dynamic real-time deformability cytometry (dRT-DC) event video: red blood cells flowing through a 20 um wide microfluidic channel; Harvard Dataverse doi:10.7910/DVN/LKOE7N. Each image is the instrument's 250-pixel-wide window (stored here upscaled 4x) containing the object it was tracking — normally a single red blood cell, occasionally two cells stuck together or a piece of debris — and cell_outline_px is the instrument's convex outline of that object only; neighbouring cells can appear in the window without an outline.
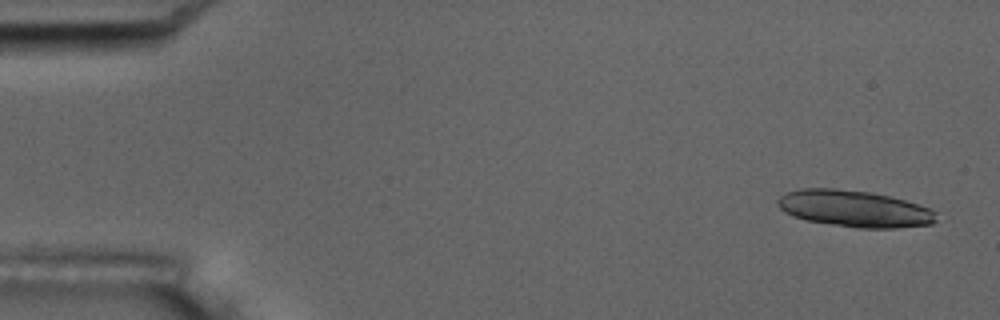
{"species": "common noctule bat (a hibernating species)", "species_latin": "Nyctalus noctula", "temperature_condition": "room temperature", "stored_images_in_passage": 5, "camera_frame_rate_fps": 3000, "um_per_image_px": 0.085, "animal": {"sex": "male", "body_mass_g": 17.5, "forearm_length_mm": 52.3}, "frame": {"image": 1, "passage_image": 1, "time_ms": 0.0, "image_size_px": [1000, 320], "cell_outline_px": [[936, 220], [932, 224], [896, 228], [856, 228], [808, 220], [792, 216], [784, 212], [776, 204], [776, 200], [784, 192], [800, 188], [836, 188], [872, 192], [904, 200], [928, 208], [936, 212]], "centroid_in_image_um": [72.57, 17.73], "position_along_channel_um": 12.4, "area_um2": 33.93}}